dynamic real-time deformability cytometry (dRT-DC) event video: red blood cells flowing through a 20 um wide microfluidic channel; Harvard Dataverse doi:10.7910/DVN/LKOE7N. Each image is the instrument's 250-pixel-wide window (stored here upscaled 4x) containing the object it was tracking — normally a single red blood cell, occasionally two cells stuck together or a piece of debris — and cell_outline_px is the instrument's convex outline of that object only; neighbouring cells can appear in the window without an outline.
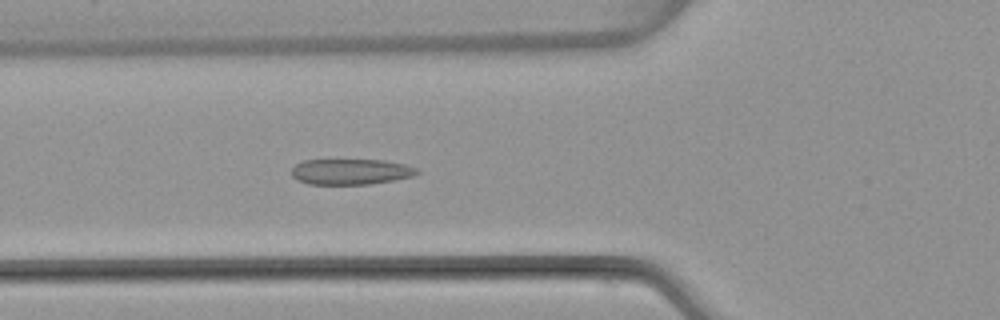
{"species": "common noctule bat (a hibernating species)", "species_latin": "Nyctalus noctula", "temperature_condition": "warm", "stored_images_in_passage": 5, "camera_frame_rate_fps": 3000, "um_per_image_px": 0.085, "animal": {"sex": "female", "body_mass_g": 22.7, "forearm_length_mm": 54.2}, "frame": {"image": 1, "passage_image": 5, "time_ms": 5.667, "image_size_px": [1000, 320], "cell_outline_px": [[420, 172], [412, 176], [392, 180], [368, 184], [308, 184], [296, 180], [292, 176], [292, 168], [296, 164], [304, 160], [384, 160], [404, 164], [420, 168]], "centroid_in_image_um": [29.81, 14.59], "position_along_channel_um": 96.0, "area_um2": 18.79}}